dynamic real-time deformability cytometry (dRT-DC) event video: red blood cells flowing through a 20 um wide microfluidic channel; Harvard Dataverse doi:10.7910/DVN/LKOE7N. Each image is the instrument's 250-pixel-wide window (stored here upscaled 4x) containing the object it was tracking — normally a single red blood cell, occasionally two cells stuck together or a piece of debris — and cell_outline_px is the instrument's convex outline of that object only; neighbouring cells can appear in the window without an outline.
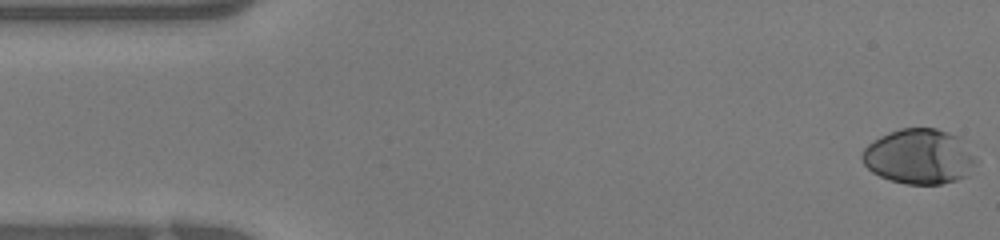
{"species": "human", "species_latin": "Homo sapiens", "temperature_condition": "warm", "stored_images_in_passage": 40, "camera_frame_rate_fps": 3000, "um_per_image_px": 0.085, "donor": {"sex": "female"}, "frame": {"image": 1, "passage_image": 1, "time_ms": 0.0, "image_size_px": [1000, 240], "cell_outline_px": [[980, 160], [968, 176], [956, 180], [940, 184], [904, 184], [888, 180], [872, 172], [864, 164], [860, 156], [864, 148], [868, 144], [880, 136], [888, 132], [900, 128], [936, 128], [960, 136]], "centroid_in_image_um": [78.18, 13.3], "position_along_channel_um": 6.8, "area_um2": 37.28}}
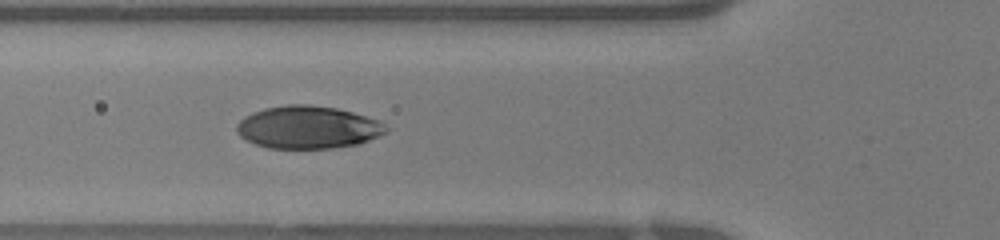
{"frame": {"image": 2, "passage_image": 14, "time_ms": 4.333, "image_size_px": [1000, 240], "cell_outline_px": [[392, 128], [388, 132], [380, 136], [360, 144], [332, 148], [268, 148], [256, 144], [240, 136], [236, 132], [236, 124], [244, 116], [252, 112], [264, 108], [288, 104], [308, 104], [336, 108], [352, 112], [380, 120]], "centroid_in_image_um": [26.22, 10.81], "position_along_channel_um": 99.6, "area_um2": 37.57}}
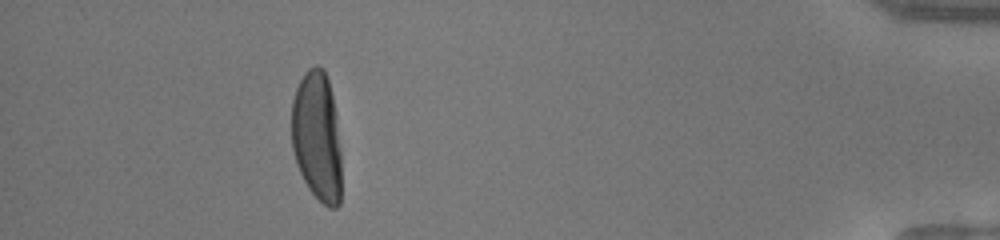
{"frame": {"image": 3, "passage_image": 36, "time_ms": 11.667, "image_size_px": [1000, 240], "cell_outline_px": [[340, 204], [336, 208], [328, 208], [308, 188], [296, 164], [292, 148], [292, 100], [296, 88], [304, 72], [308, 68], [316, 64], [324, 68], [328, 80], [332, 96], [336, 116], [340, 148]], "centroid_in_image_um": [26.93, 11.58], "position_along_channel_um": 408.3, "area_um2": 37.8}}